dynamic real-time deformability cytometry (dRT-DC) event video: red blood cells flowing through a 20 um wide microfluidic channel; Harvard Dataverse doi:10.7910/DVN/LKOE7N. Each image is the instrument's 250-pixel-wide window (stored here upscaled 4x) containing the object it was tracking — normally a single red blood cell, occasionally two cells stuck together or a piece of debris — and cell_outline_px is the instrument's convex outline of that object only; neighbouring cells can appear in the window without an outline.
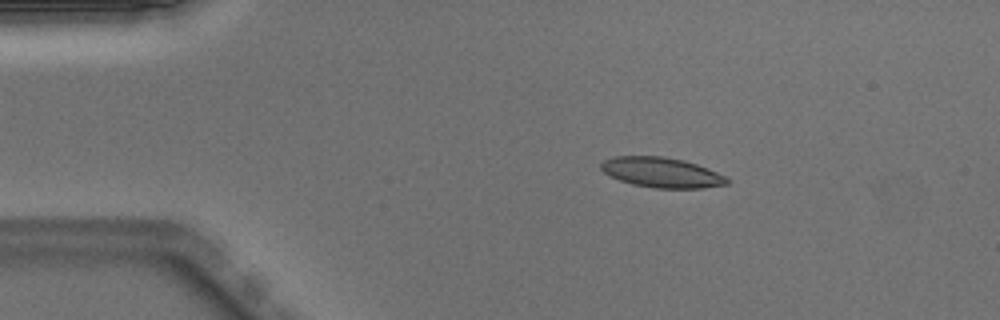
{"species": "Egyptian fruit bat (a non-hibernating species)", "species_latin": "Rousettus aegyptiacus", "temperature_condition": "warm", "stored_images_in_passage": 47, "camera_frame_rate_fps": 3000, "um_per_image_px": 0.085, "animal": {"sex": "male"}, "frame": {"image": 1, "passage_image": 6, "time_ms": 1.667, "image_size_px": [1000, 320], "cell_outline_px": [[728, 184], [704, 188], [652, 188], [632, 184], [620, 180], [604, 172], [600, 168], [600, 164], [604, 160], [616, 156], [664, 156], [684, 160], [708, 168], [724, 176], [728, 180]], "centroid_in_image_um": [56.23, 14.66], "position_along_channel_um": 28.8, "area_um2": 22.02}}
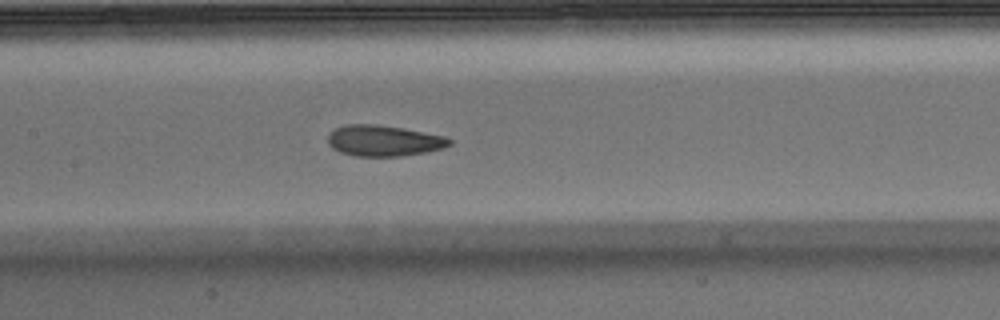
{"frame": {"image": 2, "passage_image": 21, "time_ms": 6.667, "image_size_px": [1000, 320], "cell_outline_px": [[452, 144], [444, 148], [424, 152], [400, 156], [356, 156], [340, 152], [332, 148], [328, 144], [328, 132], [336, 128], [348, 124], [376, 124], [404, 128], [444, 136], [452, 140]], "centroid_in_image_um": [32.6, 11.95], "position_along_channel_um": 174.8, "area_um2": 21.96}}
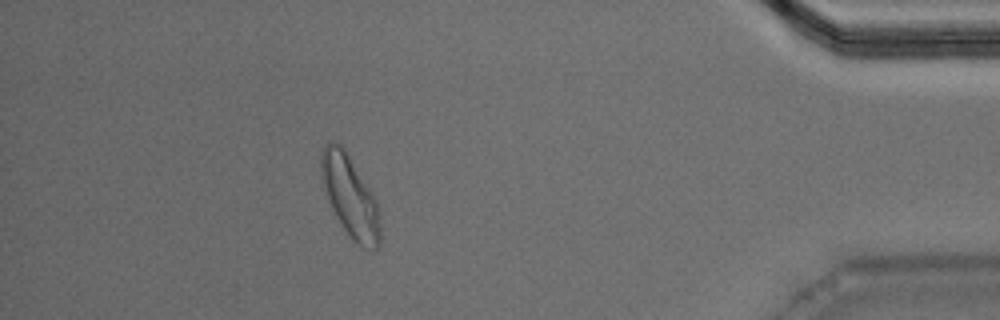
{"frame": {"image": 3, "passage_image": 42, "time_ms": 13.667, "image_size_px": [1000, 320], "cell_outline_px": [[380, 244], [376, 248], [364, 248], [356, 244], [352, 240], [336, 216], [328, 200], [320, 180], [320, 152], [332, 140], [340, 144], [344, 148], [376, 200], [380, 224]], "centroid_in_image_um": [29.72, 16.69], "position_along_channel_um": 405.5, "area_um2": 27.74}, "authors_computed_cell_mechanics": {"area_um2": 22.253, "velocity_mm_per_s": 3.992, "shape_relaxation_time_tau1_ms": 6.3435, "shape_relaxation_time_tau2_ms": 1.6647, "deformation_change_tau1": 0.1743, "deformation_change_tau2": 0.0722}}